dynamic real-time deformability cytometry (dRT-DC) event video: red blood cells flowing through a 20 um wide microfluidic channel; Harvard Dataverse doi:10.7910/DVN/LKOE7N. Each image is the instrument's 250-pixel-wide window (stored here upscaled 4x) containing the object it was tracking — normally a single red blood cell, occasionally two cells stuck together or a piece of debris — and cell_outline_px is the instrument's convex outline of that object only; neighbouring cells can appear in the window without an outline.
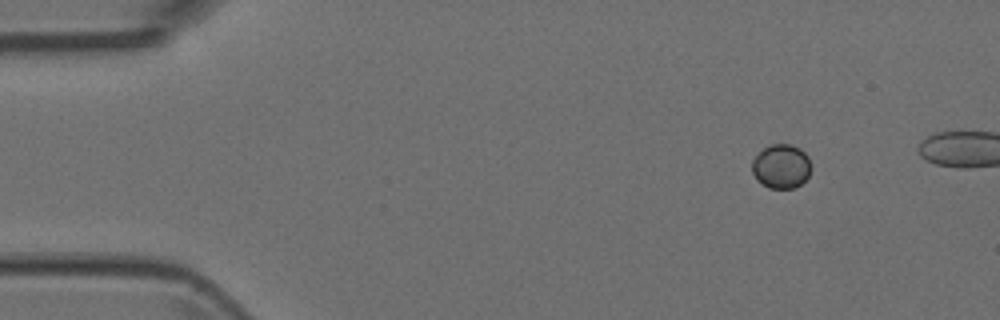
{"species": "Egyptian fruit bat (a non-hibernating species)", "species_latin": "Rousettus aegyptiacus", "temperature_condition": "room temperature", "stored_images_in_passage": 7, "segment_of_instrument_passage": [1, 2], "camera_frame_rate_fps": 3000, "um_per_image_px": 0.085, "animal": {"sex": "female"}, "frame": {"image": 1, "passage_image": 1, "time_ms": 0.0, "image_size_px": [1000, 320], "cell_outline_px": [[812, 168], [808, 176], [796, 188], [768, 188], [756, 180], [752, 172], [752, 160], [768, 144], [792, 144], [800, 148], [808, 156]], "centroid_in_image_um": [66.41, 14.14], "position_along_channel_um": 18.6, "area_um2": 15.37}}
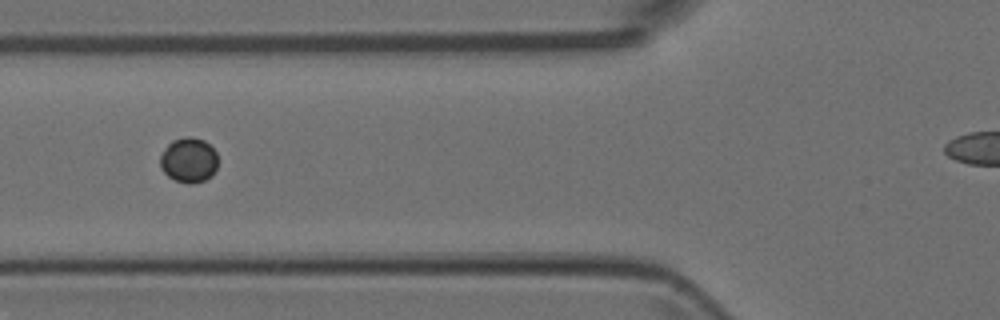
{"frame": {"image": 2, "passage_image": 5, "time_ms": 1.333, "image_size_px": [1000, 320], "cell_outline_px": [[216, 168], [212, 176], [204, 180], [192, 184], [188, 184], [176, 180], [168, 176], [160, 168], [160, 156], [164, 148], [172, 140], [188, 136], [192, 136], [204, 140], [216, 152]], "centroid_in_image_um": [16.02, 13.6], "position_along_channel_um": 109.8, "area_um2": 15.14}}
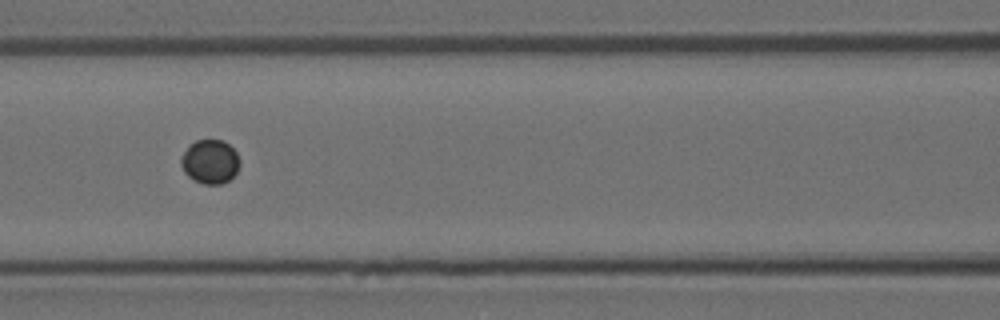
{"frame": {"image": 3, "passage_image": 6, "time_ms": 1.667, "image_size_px": [1000, 320], "cell_outline_px": [[240, 164], [236, 172], [228, 180], [220, 184], [204, 184], [188, 176], [184, 172], [180, 164], [180, 160], [188, 144], [196, 140], [224, 140], [236, 152], [240, 160]], "centroid_in_image_um": [17.84, 13.72], "position_along_channel_um": 148.8, "area_um2": 15.03}}